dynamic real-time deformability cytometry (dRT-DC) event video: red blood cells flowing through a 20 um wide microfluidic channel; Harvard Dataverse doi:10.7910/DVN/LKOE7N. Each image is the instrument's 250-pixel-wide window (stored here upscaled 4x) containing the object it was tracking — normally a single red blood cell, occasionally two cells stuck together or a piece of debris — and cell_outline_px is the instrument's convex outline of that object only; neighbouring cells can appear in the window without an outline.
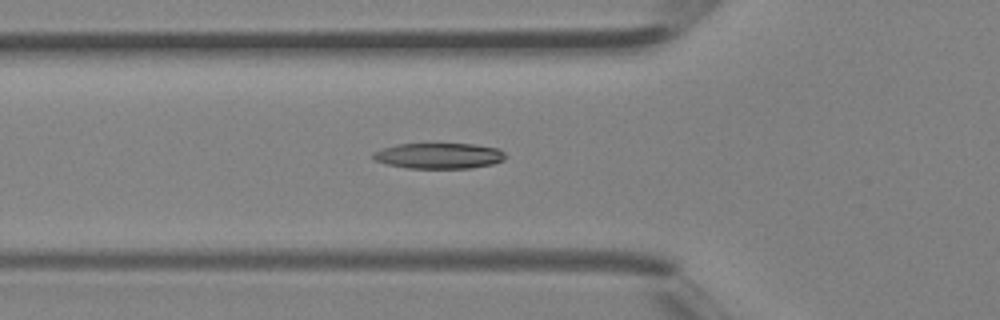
{"species": "Egyptian fruit bat (a non-hibernating species)", "species_latin": "Rousettus aegyptiacus", "temperature_condition": "room temperature", "stored_images_in_passage": 38, "camera_frame_rate_fps": 3000, "um_per_image_px": 0.085, "animal": {"sex": "female"}, "frame": {"image": 1, "passage_image": 14, "time_ms": 4.333, "image_size_px": [1000, 320], "cell_outline_px": [[508, 156], [504, 160], [492, 164], [472, 168], [408, 168], [388, 164], [372, 160], [372, 152], [380, 148], [396, 144], [476, 144], [500, 148]], "centroid_in_image_um": [37.31, 13.23], "position_along_channel_um": 88.5, "area_um2": 20.11}}
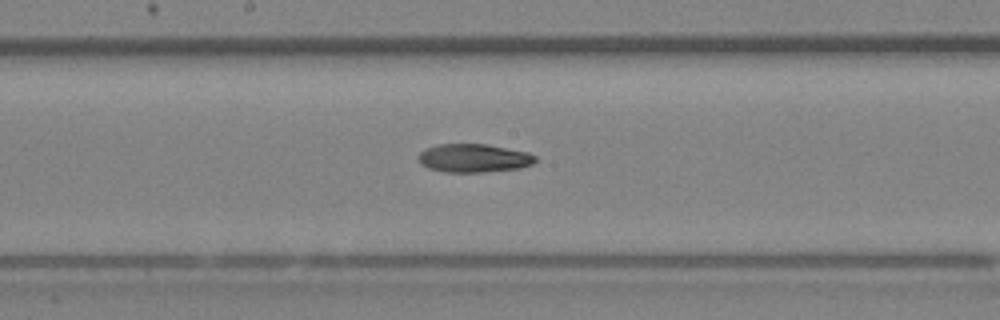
{"frame": {"image": 2, "passage_image": 21, "time_ms": 6.667, "image_size_px": [1000, 320], "cell_outline_px": [[536, 160], [532, 164], [520, 168], [480, 172], [444, 172], [428, 168], [420, 164], [416, 156], [424, 148], [436, 144], [488, 144], [528, 152], [536, 156]], "centroid_in_image_um": [40.22, 13.43], "position_along_channel_um": 208.0, "area_um2": 19.59}}
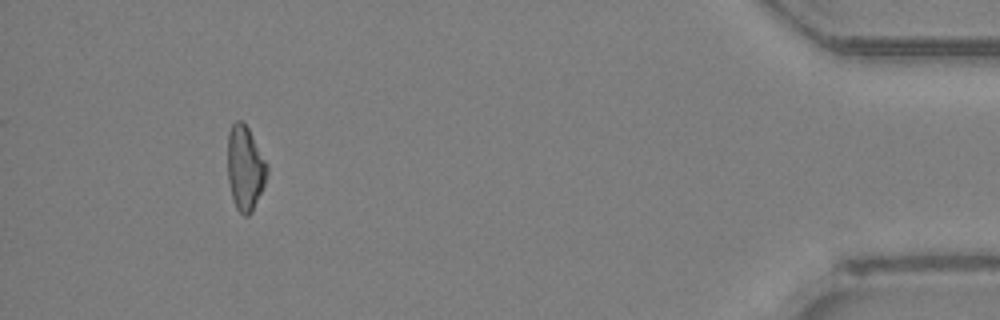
{"frame": {"image": 3, "passage_image": 37, "time_ms": 12.0, "image_size_px": [1000, 320], "cell_outline_px": [[268, 172], [264, 184], [252, 212], [248, 216], [244, 216], [236, 208], [232, 200], [228, 180], [228, 132], [232, 124], [236, 120], [244, 120], [268, 164]], "centroid_in_image_um": [20.83, 14.27], "position_along_channel_um": 414.4, "area_um2": 19.59}}